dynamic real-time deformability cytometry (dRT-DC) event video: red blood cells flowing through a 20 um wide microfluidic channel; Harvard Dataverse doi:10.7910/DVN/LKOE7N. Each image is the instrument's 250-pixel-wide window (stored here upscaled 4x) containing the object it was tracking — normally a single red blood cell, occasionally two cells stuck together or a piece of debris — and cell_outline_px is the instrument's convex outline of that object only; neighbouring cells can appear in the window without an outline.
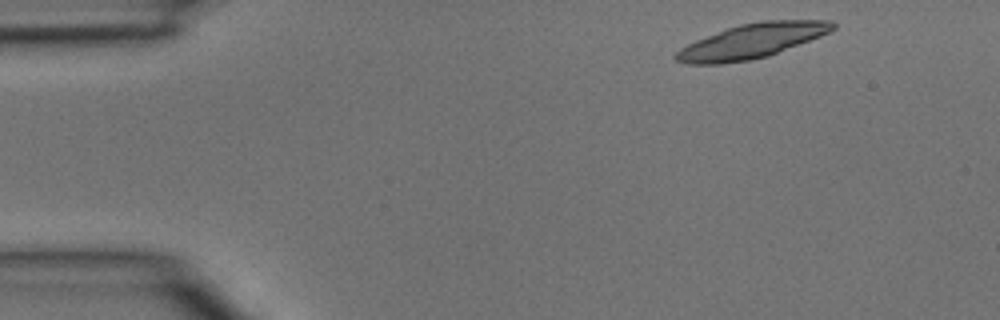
{"species": "common noctule bat (a hibernating species)", "species_latin": "Nyctalus noctula", "temperature_condition": "room temperature", "stored_images_in_passage": 3, "camera_frame_rate_fps": 3000, "um_per_image_px": 0.085, "animal": {"sex": "male", "body_mass_g": 15.6}, "frame": {"image": 1, "passage_image": 1, "time_ms": 0.0, "image_size_px": [1000, 320], "cell_outline_px": [[836, 28], [820, 36], [768, 56], [748, 60], [720, 64], [688, 64], [676, 60], [672, 56], [680, 48], [696, 40], [728, 28], [740, 24], [764, 20], [832, 20], [836, 24]], "centroid_in_image_um": [63.9, 3.48], "position_along_channel_um": 21.1, "area_um2": 31.27}}